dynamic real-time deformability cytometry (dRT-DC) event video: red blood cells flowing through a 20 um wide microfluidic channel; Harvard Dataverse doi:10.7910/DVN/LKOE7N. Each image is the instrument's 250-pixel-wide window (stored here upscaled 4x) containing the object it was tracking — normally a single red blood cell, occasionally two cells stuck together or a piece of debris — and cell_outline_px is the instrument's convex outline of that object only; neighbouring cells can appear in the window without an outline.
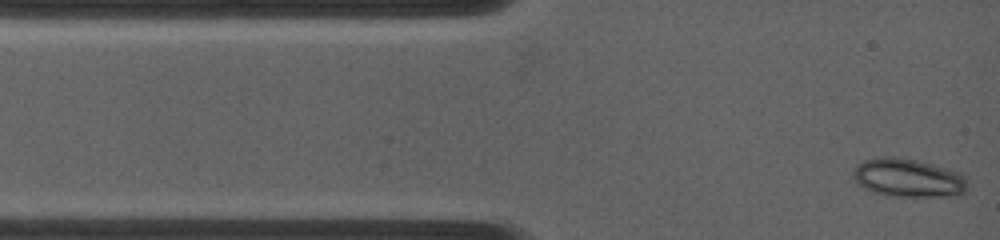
{"species": "common noctule bat (a hibernating species)", "species_latin": "Nyctalus noctula", "temperature_condition": "warm", "stored_images_in_passage": 57, "camera_frame_rate_fps": 4500, "um_per_image_px": 0.085, "animal": {"sex": "female", "body_mass_g": 19.0, "forearm_length_mm": 53.3}, "frame": {"image": 1, "passage_image": 1, "time_ms": 0.0, "image_size_px": [1000, 240], "cell_outline_px": [[968, 180], [964, 192], [960, 196], [888, 196], [872, 192], [864, 188], [852, 176], [852, 172], [856, 164], [864, 160], [884, 156], [896, 156], [916, 160], [932, 164], [960, 172]], "centroid_in_image_um": [77.19, 15.12], "position_along_channel_um": 7.8, "area_um2": 25.84}}
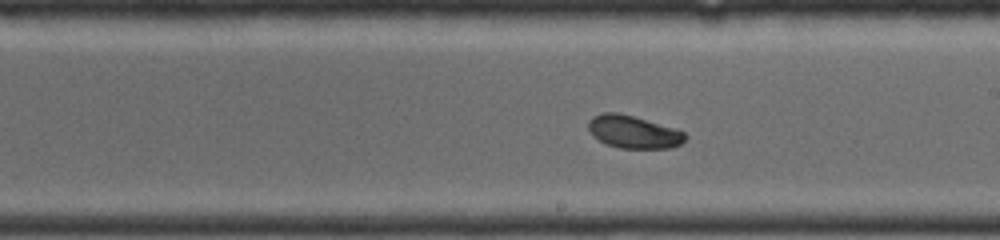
{"frame": {"image": 2, "passage_image": 32, "time_ms": 6.889, "image_size_px": [1000, 240], "cell_outline_px": [[688, 136], [680, 144], [672, 148], [620, 148], [604, 144], [592, 136], [588, 128], [588, 120], [592, 116], [604, 112], [616, 112], [632, 116], [672, 128], [684, 132]], "centroid_in_image_um": [53.79, 11.22], "position_along_channel_um": 235.2, "area_um2": 18.38}}
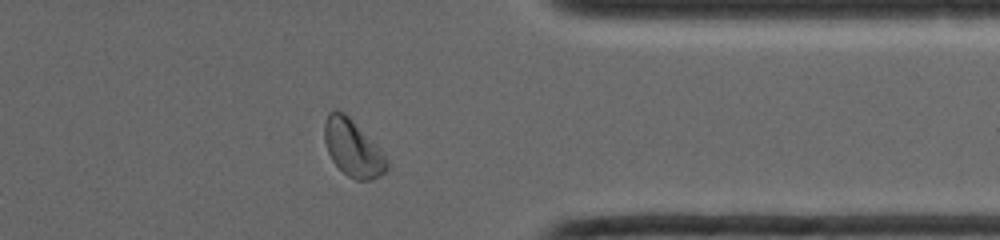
{"frame": {"image": 3, "passage_image": 50, "time_ms": 10.889, "image_size_px": [1000, 240], "cell_outline_px": [[392, 168], [388, 172], [380, 176], [368, 180], [356, 180], [348, 176], [332, 160], [328, 152], [324, 140], [324, 124], [328, 112], [336, 108], [344, 112], [352, 120], [388, 160]], "centroid_in_image_um": [29.99, 12.6], "position_along_channel_um": 381.4, "area_um2": 20.46}, "authors_computed_cell_mechanics": {"area_um2": 19.074, "velocity_mm_per_s": 3.9032, "shape_relaxation_time_tau1_ms": 5.821, "shape_relaxation_time_tau2_ms": null, "deformation_change_tau1": 0.1038, "deformation_change_tau2": null}}